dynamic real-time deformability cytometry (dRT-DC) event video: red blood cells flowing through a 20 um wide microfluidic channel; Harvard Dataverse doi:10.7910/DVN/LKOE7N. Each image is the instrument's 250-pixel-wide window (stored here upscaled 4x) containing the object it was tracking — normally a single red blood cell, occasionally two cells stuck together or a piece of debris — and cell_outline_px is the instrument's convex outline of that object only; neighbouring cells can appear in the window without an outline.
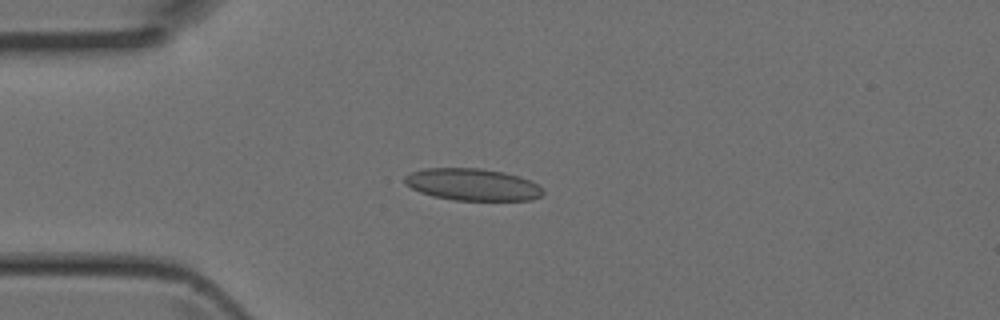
{"species": "Egyptian fruit bat (a non-hibernating species)", "species_latin": "Rousettus aegyptiacus", "temperature_condition": "room temperature", "stored_images_in_passage": 4, "camera_frame_rate_fps": 3000, "um_per_image_px": 0.085, "animal": {"sex": "female"}, "frame": {"image": 1, "passage_image": 3, "time_ms": 0.667, "image_size_px": [1000, 320], "cell_outline_px": [[544, 192], [540, 196], [532, 200], [456, 200], [432, 196], [420, 192], [404, 184], [404, 176], [408, 172], [424, 168], [480, 168], [504, 172], [520, 176], [544, 188]], "centroid_in_image_um": [40.13, 15.68], "position_along_channel_um": 44.9, "area_um2": 25.95}}